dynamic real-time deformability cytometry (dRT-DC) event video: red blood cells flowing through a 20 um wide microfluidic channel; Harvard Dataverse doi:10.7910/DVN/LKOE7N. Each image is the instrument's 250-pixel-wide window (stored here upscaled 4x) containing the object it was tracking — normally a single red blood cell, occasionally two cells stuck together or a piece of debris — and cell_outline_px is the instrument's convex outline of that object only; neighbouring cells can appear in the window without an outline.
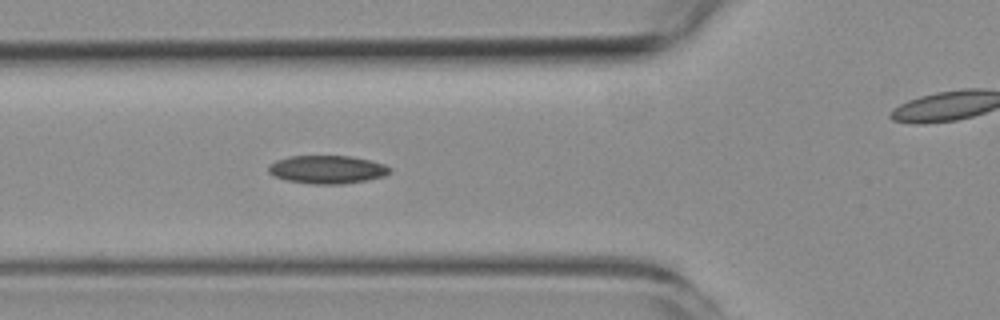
{"species": "common noctule bat (a hibernating species)", "species_latin": "Nyctalus noctula", "temperature_condition": "room temperature", "stored_images_in_passage": 3, "segment_of_instrument_passage": [1, 2], "camera_frame_rate_fps": 3000, "um_per_image_px": 0.085, "animal": {"sex": "female", "body_mass_g": 19.3, "forearm_length_mm": 54.1}, "frame": {"image": 1, "passage_image": 2, "time_ms": 1.0, "image_size_px": [1000, 320], "cell_outline_px": [[392, 172], [384, 176], [368, 180], [344, 184], [312, 184], [288, 180], [272, 176], [268, 172], [268, 164], [276, 160], [288, 156], [352, 156], [384, 164], [392, 168]], "centroid_in_image_um": [27.81, 14.41], "position_along_channel_um": 98.0, "area_um2": 20.11}}